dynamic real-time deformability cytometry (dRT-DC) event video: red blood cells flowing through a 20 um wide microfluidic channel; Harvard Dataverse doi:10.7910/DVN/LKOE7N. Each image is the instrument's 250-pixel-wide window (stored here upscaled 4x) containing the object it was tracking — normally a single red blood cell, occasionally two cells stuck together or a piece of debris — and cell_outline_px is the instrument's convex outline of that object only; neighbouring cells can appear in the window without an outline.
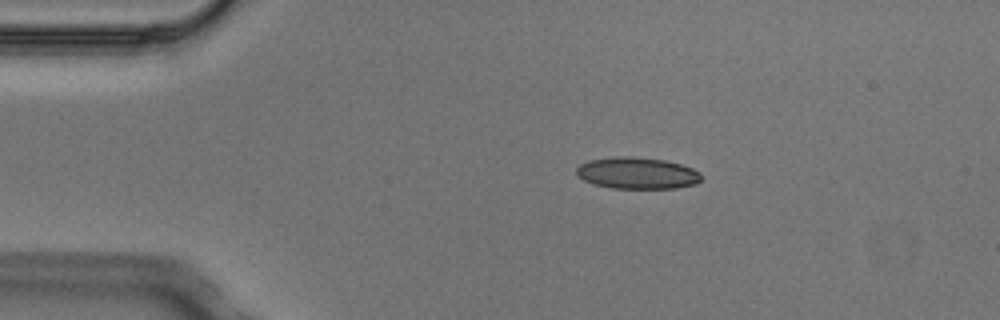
{"species": "Egyptian fruit bat (a non-hibernating species)", "species_latin": "Rousettus aegyptiacus", "temperature_condition": "cold", "stored_images_in_passage": 2, "camera_frame_rate_fps": 3000, "um_per_image_px": 0.085, "animal": {"sex": "male"}, "frame": {"image": 1, "passage_image": 1, "time_ms": 0.0, "image_size_px": [1000, 320], "cell_outline_px": [[704, 176], [696, 184], [676, 188], [612, 188], [592, 184], [576, 176], [576, 168], [580, 164], [588, 160], [612, 156], [632, 156], [664, 160], [680, 164], [692, 168], [700, 172]], "centroid_in_image_um": [54.14, 14.71], "position_along_channel_um": 30.9, "area_um2": 23.29}}